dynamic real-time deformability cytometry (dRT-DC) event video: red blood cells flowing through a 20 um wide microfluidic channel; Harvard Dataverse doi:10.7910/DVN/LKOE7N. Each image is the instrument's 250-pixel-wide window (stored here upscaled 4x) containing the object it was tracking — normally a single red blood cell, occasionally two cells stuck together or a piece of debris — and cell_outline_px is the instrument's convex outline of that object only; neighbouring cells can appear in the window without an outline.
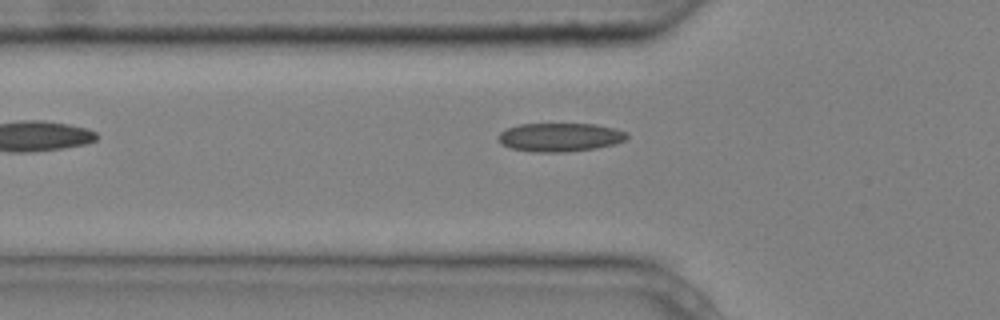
{"species": "common noctule bat (a hibernating species)", "species_latin": "Nyctalus noctula", "temperature_condition": "cold", "stored_images_in_passage": 6, "camera_frame_rate_fps": 3000, "um_per_image_px": 0.085, "animal": {"sex": "male", "body_mass_g": 20.4}, "frame": {"image": 1, "passage_image": 5, "time_ms": 1.333, "image_size_px": [1000, 320], "cell_outline_px": [[628, 136], [624, 140], [616, 144], [596, 148], [568, 152], [532, 152], [512, 148], [504, 144], [496, 136], [500, 132], [508, 128], [520, 124], [596, 124], [616, 128], [628, 132]], "centroid_in_image_um": [47.64, 11.66], "position_along_channel_um": 78.2, "area_um2": 21.5}}
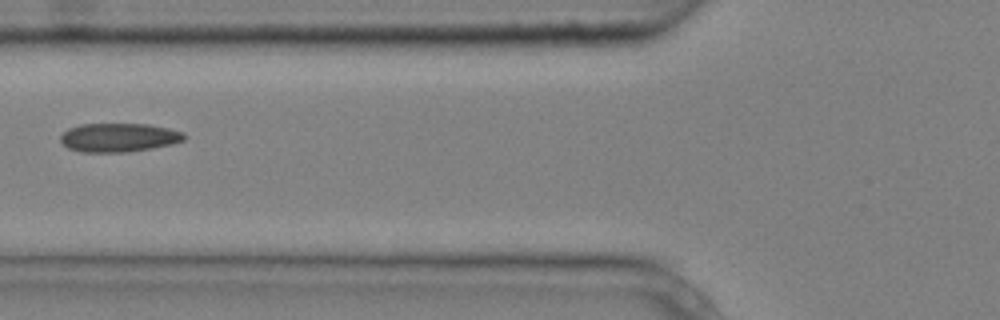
{"frame": {"image": 2, "passage_image": 6, "time_ms": 1.667, "image_size_px": [1000, 320], "cell_outline_px": [[188, 136], [184, 140], [172, 144], [152, 148], [128, 152], [80, 152], [68, 148], [60, 140], [60, 136], [68, 128], [80, 124], [148, 124], [168, 128], [184, 132]], "centroid_in_image_um": [10.11, 11.69], "position_along_channel_um": 115.7, "area_um2": 20.87}}